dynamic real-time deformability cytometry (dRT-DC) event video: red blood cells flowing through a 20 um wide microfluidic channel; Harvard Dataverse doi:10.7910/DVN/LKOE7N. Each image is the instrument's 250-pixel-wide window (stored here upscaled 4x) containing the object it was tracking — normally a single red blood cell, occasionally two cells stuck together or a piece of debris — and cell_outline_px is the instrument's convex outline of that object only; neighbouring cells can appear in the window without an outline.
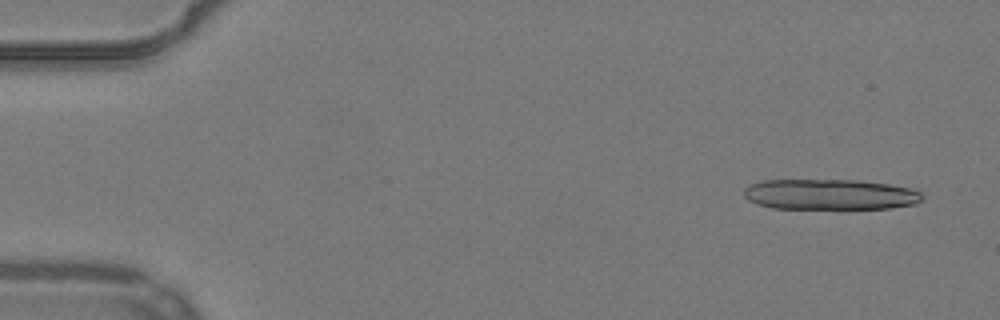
{"species": "common noctule bat (a hibernating species)", "species_latin": "Nyctalus noctula", "temperature_condition": "warm", "stored_images_in_passage": 14, "camera_frame_rate_fps": 3000, "um_per_image_px": 0.085, "animal": {"sex": "male", "body_mass_g": 19.2, "forearm_length_mm": 51.8}, "frame": {"image": 1, "passage_image": 3, "time_ms": 0.667, "image_size_px": [1000, 320], "cell_outline_px": [[924, 196], [916, 204], [892, 208], [772, 208], [756, 204], [748, 200], [744, 196], [744, 188], [752, 184], [764, 180], [856, 180], [888, 184], [908, 188], [920, 192]], "centroid_in_image_um": [70.53, 16.53], "position_along_channel_um": 14.5, "area_um2": 31.62}}